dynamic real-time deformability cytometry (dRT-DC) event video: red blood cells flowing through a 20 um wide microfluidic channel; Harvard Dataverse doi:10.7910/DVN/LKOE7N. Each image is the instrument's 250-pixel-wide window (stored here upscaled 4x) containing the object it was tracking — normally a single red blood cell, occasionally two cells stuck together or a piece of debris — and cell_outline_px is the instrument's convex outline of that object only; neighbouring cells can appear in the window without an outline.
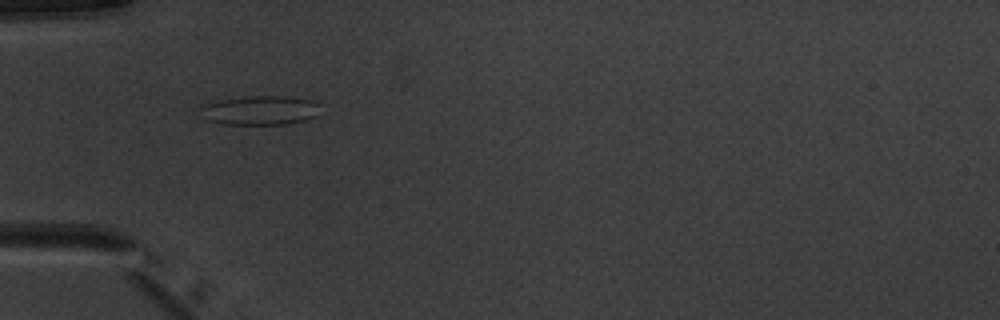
{"species": "common noctule bat (a hibernating species)", "species_latin": "Nyctalus noctula", "temperature_condition": "warm", "stored_images_in_passage": 4, "camera_frame_rate_fps": 3000, "um_per_image_px": 0.085, "animal": {"sex": "male", "body_mass_g": 20.1, "forearm_length_mm": 53.5}, "frame": {"image": 1, "passage_image": 3, "time_ms": 2.0, "image_size_px": [1000, 320], "cell_outline_px": [[316, 116], [304, 120], [288, 124], [224, 124], [208, 120], [200, 108], [200, 104], [220, 100], [248, 96], [284, 96], [308, 100], [316, 104]], "centroid_in_image_um": [22.04, 9.38], "position_along_channel_um": 63.0, "area_um2": 19.94}}
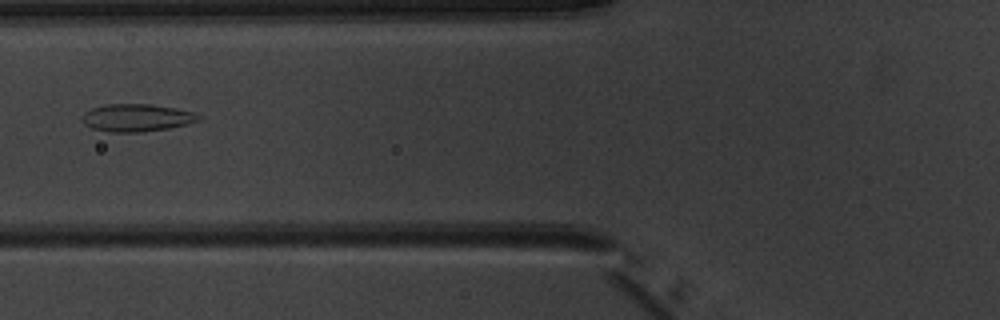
{"frame": {"image": 2, "passage_image": 4, "time_ms": 3.333, "image_size_px": [1000, 320], "cell_outline_px": [[200, 120], [188, 124], [168, 128], [140, 132], [108, 132], [92, 128], [84, 124], [84, 112], [92, 108], [108, 104], [148, 104], [172, 108], [192, 112], [200, 116]], "centroid_in_image_um": [11.6, 10.01], "position_along_channel_um": 114.2, "area_um2": 18.38}}